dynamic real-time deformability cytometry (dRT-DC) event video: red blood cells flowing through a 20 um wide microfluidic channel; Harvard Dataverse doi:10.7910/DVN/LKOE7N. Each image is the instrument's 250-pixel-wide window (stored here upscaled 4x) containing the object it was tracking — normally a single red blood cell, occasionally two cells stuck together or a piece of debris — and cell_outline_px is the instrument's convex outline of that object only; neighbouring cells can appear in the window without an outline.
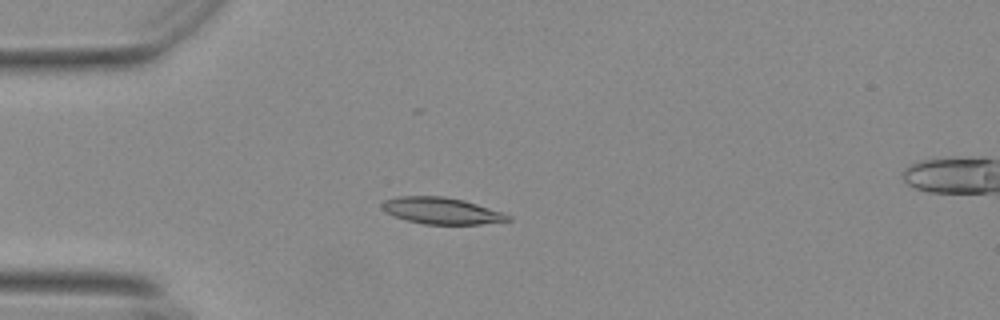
{"species": "Egyptian fruit bat (a non-hibernating species)", "species_latin": "Rousettus aegyptiacus", "temperature_condition": "warm", "stored_images_in_passage": 56, "camera_frame_rate_fps": 3000, "um_per_image_px": 0.085, "animal": {"sex": "female"}, "frame": {"image": 1, "passage_image": 16, "time_ms": 5.0, "image_size_px": [1000, 320], "cell_outline_px": [[512, 220], [480, 224], [424, 224], [408, 220], [396, 216], [388, 212], [380, 204], [384, 200], [396, 196], [444, 196], [464, 200], [504, 212], [512, 216]], "centroid_in_image_um": [37.59, 17.9], "position_along_channel_um": 47.4, "area_um2": 19.42}}
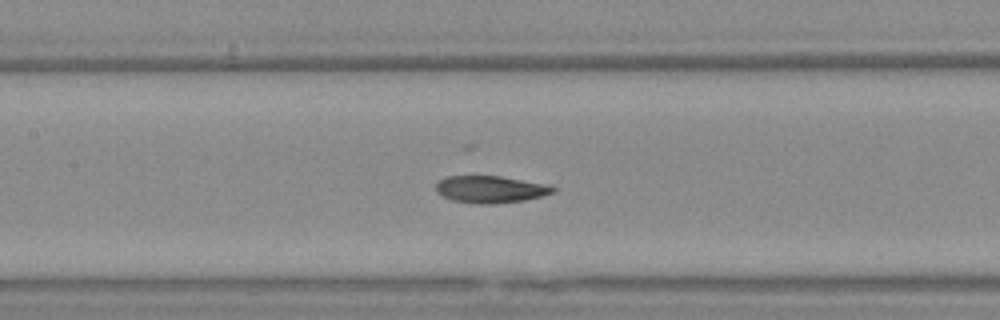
{"frame": {"image": 2, "passage_image": 27, "time_ms": 8.667, "image_size_px": [1000, 320], "cell_outline_px": [[556, 192], [524, 200], [492, 204], [480, 204], [452, 200], [436, 192], [436, 184], [440, 180], [448, 176], [500, 176], [548, 184], [556, 188]], "centroid_in_image_um": [41.71, 16.09], "position_along_channel_um": 165.7, "area_um2": 18.38}}
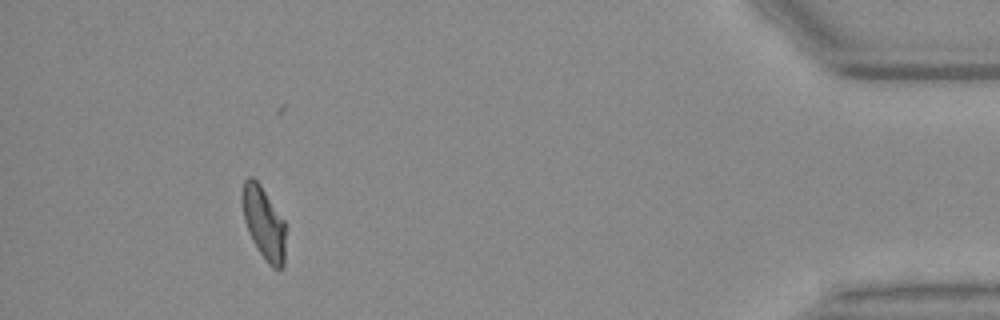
{"frame": {"image": 3, "passage_image": 52, "time_ms": 17.0, "image_size_px": [1000, 320], "cell_outline_px": [[284, 268], [272, 268], [268, 264], [252, 240], [244, 220], [240, 200], [240, 196], [244, 180], [248, 176], [252, 176], [260, 184], [284, 220]], "centroid_in_image_um": [22.38, 18.91], "position_along_channel_um": 412.8, "area_um2": 18.32}, "authors_computed_cell_mechanics": {"area_um2": 18.5827, "velocity_mm_per_s": 3.7029, "shape_relaxation_time_tau1_ms": null, "shape_relaxation_time_tau2_ms": 2.6717, "deformation_change_tau1": null, "deformation_change_tau2": 0.0809}}